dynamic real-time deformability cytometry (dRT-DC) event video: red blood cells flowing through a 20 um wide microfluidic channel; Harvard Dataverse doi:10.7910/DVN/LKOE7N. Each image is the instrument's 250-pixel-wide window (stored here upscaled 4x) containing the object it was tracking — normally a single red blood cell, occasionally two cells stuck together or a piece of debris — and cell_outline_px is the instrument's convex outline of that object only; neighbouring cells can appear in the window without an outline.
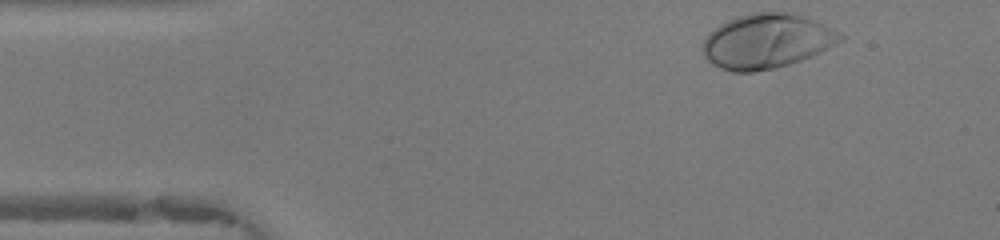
{"species": "human", "species_latin": "Homo sapiens", "temperature_condition": "warm", "stored_images_in_passage": 34, "camera_frame_rate_fps": 3000, "um_per_image_px": 0.085, "donor": {"sex": "female"}, "frame": {"image": 1, "passage_image": 1, "time_ms": 0.0, "image_size_px": [1000, 240], "cell_outline_px": [[844, 36], [840, 40], [820, 52], [812, 56], [788, 64], [772, 68], [752, 72], [732, 72], [720, 68], [712, 64], [704, 56], [700, 48], [704, 40], [720, 24], [728, 20], [752, 12], [792, 12], [812, 20]], "centroid_in_image_um": [65.1, 3.51], "position_along_channel_um": 19.9, "area_um2": 43.0}}
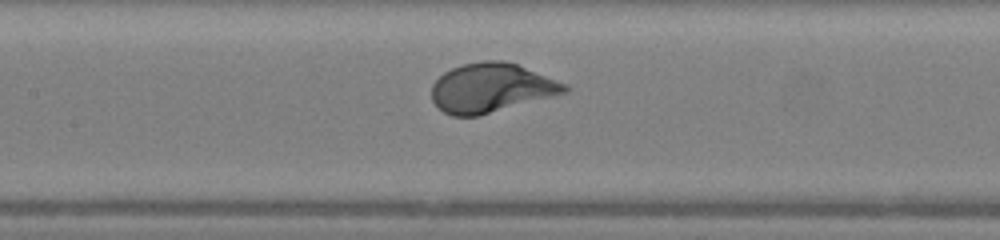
{"frame": {"image": 2, "passage_image": 17, "time_ms": 5.333, "image_size_px": [1000, 240], "cell_outline_px": [[568, 92], [476, 116], [452, 116], [444, 112], [432, 100], [432, 84], [444, 72], [452, 68], [464, 64], [484, 60], [504, 60], [516, 64], [568, 84]], "centroid_in_image_um": [41.75, 7.46], "position_along_channel_um": 165.7, "area_um2": 37.69}}
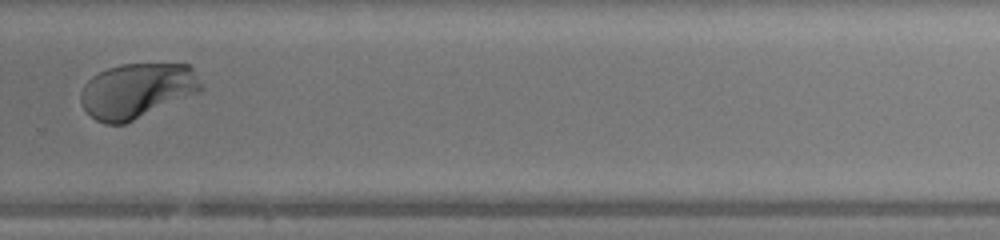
{"frame": {"image": 3, "passage_image": 28, "time_ms": 9.0, "image_size_px": [1000, 240], "cell_outline_px": [[204, 88], [200, 92], [124, 124], [104, 124], [96, 120], [84, 108], [80, 100], [80, 92], [84, 84], [92, 76], [108, 68], [120, 64], [188, 64], [192, 68], [204, 84]], "centroid_in_image_um": [11.66, 7.7], "position_along_channel_um": 318.1, "area_um2": 38.61}, "authors_computed_cell_mechanics": {"area_um2": 38.6104, "velocity_mm_per_s": 4.1712, "shape_relaxation_time_tau1_ms": 1.8005, "shape_relaxation_time_tau2_ms": null, "deformation_change_tau1": 0.178, "deformation_change_tau2": null}}